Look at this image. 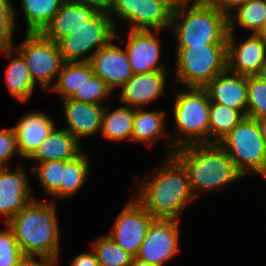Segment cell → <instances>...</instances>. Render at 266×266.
Listing matches in <instances>:
<instances>
[{
	"mask_svg": "<svg viewBox=\"0 0 266 266\" xmlns=\"http://www.w3.org/2000/svg\"><path fill=\"white\" fill-rule=\"evenodd\" d=\"M163 161L161 169L156 168L147 178H141L135 199L154 219L180 220L181 211L195 199L189 176L174 155L166 156Z\"/></svg>",
	"mask_w": 266,
	"mask_h": 266,
	"instance_id": "6da1fadb",
	"label": "cell"
},
{
	"mask_svg": "<svg viewBox=\"0 0 266 266\" xmlns=\"http://www.w3.org/2000/svg\"><path fill=\"white\" fill-rule=\"evenodd\" d=\"M173 155L185 167L195 199L244 177L218 143L186 145L176 148Z\"/></svg>",
	"mask_w": 266,
	"mask_h": 266,
	"instance_id": "7a4b0ae2",
	"label": "cell"
},
{
	"mask_svg": "<svg viewBox=\"0 0 266 266\" xmlns=\"http://www.w3.org/2000/svg\"><path fill=\"white\" fill-rule=\"evenodd\" d=\"M53 202L30 201L7 225L25 257H59L60 229Z\"/></svg>",
	"mask_w": 266,
	"mask_h": 266,
	"instance_id": "3957f363",
	"label": "cell"
},
{
	"mask_svg": "<svg viewBox=\"0 0 266 266\" xmlns=\"http://www.w3.org/2000/svg\"><path fill=\"white\" fill-rule=\"evenodd\" d=\"M170 28L177 46L227 45L228 16L206 2L173 10Z\"/></svg>",
	"mask_w": 266,
	"mask_h": 266,
	"instance_id": "277c9868",
	"label": "cell"
},
{
	"mask_svg": "<svg viewBox=\"0 0 266 266\" xmlns=\"http://www.w3.org/2000/svg\"><path fill=\"white\" fill-rule=\"evenodd\" d=\"M175 134L170 137L173 147L210 143V100L204 88L188 87L177 94L173 104Z\"/></svg>",
	"mask_w": 266,
	"mask_h": 266,
	"instance_id": "5b68a950",
	"label": "cell"
},
{
	"mask_svg": "<svg viewBox=\"0 0 266 266\" xmlns=\"http://www.w3.org/2000/svg\"><path fill=\"white\" fill-rule=\"evenodd\" d=\"M175 83L203 88L227 69V45L177 46Z\"/></svg>",
	"mask_w": 266,
	"mask_h": 266,
	"instance_id": "8992f818",
	"label": "cell"
},
{
	"mask_svg": "<svg viewBox=\"0 0 266 266\" xmlns=\"http://www.w3.org/2000/svg\"><path fill=\"white\" fill-rule=\"evenodd\" d=\"M218 144L243 175L257 174L265 161L266 142L256 119L245 116Z\"/></svg>",
	"mask_w": 266,
	"mask_h": 266,
	"instance_id": "52a82bcc",
	"label": "cell"
},
{
	"mask_svg": "<svg viewBox=\"0 0 266 266\" xmlns=\"http://www.w3.org/2000/svg\"><path fill=\"white\" fill-rule=\"evenodd\" d=\"M117 38V30L108 13L98 12L85 26L69 31L57 43L65 62L90 61L92 56L112 39ZM92 54H87L89 51Z\"/></svg>",
	"mask_w": 266,
	"mask_h": 266,
	"instance_id": "ba28073f",
	"label": "cell"
},
{
	"mask_svg": "<svg viewBox=\"0 0 266 266\" xmlns=\"http://www.w3.org/2000/svg\"><path fill=\"white\" fill-rule=\"evenodd\" d=\"M22 41L13 48L24 58L34 84L39 83L47 89L52 81L56 82L65 63L58 43L46 39L41 33H26Z\"/></svg>",
	"mask_w": 266,
	"mask_h": 266,
	"instance_id": "9c48e42d",
	"label": "cell"
},
{
	"mask_svg": "<svg viewBox=\"0 0 266 266\" xmlns=\"http://www.w3.org/2000/svg\"><path fill=\"white\" fill-rule=\"evenodd\" d=\"M172 9L163 0H110L107 13L111 16L117 29L118 23L114 17L121 21L130 22L132 30L170 29Z\"/></svg>",
	"mask_w": 266,
	"mask_h": 266,
	"instance_id": "30bf717a",
	"label": "cell"
},
{
	"mask_svg": "<svg viewBox=\"0 0 266 266\" xmlns=\"http://www.w3.org/2000/svg\"><path fill=\"white\" fill-rule=\"evenodd\" d=\"M153 220L154 218L135 197H131L129 203L115 219L111 232L107 235L126 252L136 257Z\"/></svg>",
	"mask_w": 266,
	"mask_h": 266,
	"instance_id": "8fae6325",
	"label": "cell"
},
{
	"mask_svg": "<svg viewBox=\"0 0 266 266\" xmlns=\"http://www.w3.org/2000/svg\"><path fill=\"white\" fill-rule=\"evenodd\" d=\"M179 221L154 219L136 255L155 266H163L179 251Z\"/></svg>",
	"mask_w": 266,
	"mask_h": 266,
	"instance_id": "7c38bea8",
	"label": "cell"
},
{
	"mask_svg": "<svg viewBox=\"0 0 266 266\" xmlns=\"http://www.w3.org/2000/svg\"><path fill=\"white\" fill-rule=\"evenodd\" d=\"M235 32L227 36V69L229 72L256 75L266 60V44L261 34H253L237 45Z\"/></svg>",
	"mask_w": 266,
	"mask_h": 266,
	"instance_id": "4fadbf2b",
	"label": "cell"
},
{
	"mask_svg": "<svg viewBox=\"0 0 266 266\" xmlns=\"http://www.w3.org/2000/svg\"><path fill=\"white\" fill-rule=\"evenodd\" d=\"M154 30H132L128 32L125 51L134 74L152 71H168L165 64H159L161 45Z\"/></svg>",
	"mask_w": 266,
	"mask_h": 266,
	"instance_id": "5bb4252c",
	"label": "cell"
},
{
	"mask_svg": "<svg viewBox=\"0 0 266 266\" xmlns=\"http://www.w3.org/2000/svg\"><path fill=\"white\" fill-rule=\"evenodd\" d=\"M9 170L8 167H0V214L5 224L35 199L31 198L29 179L22 165L13 172Z\"/></svg>",
	"mask_w": 266,
	"mask_h": 266,
	"instance_id": "9a60e30c",
	"label": "cell"
},
{
	"mask_svg": "<svg viewBox=\"0 0 266 266\" xmlns=\"http://www.w3.org/2000/svg\"><path fill=\"white\" fill-rule=\"evenodd\" d=\"M112 39L90 59L94 75L100 77L112 90L122 87L133 75L125 49L114 45Z\"/></svg>",
	"mask_w": 266,
	"mask_h": 266,
	"instance_id": "2e32d148",
	"label": "cell"
},
{
	"mask_svg": "<svg viewBox=\"0 0 266 266\" xmlns=\"http://www.w3.org/2000/svg\"><path fill=\"white\" fill-rule=\"evenodd\" d=\"M63 112L68 130L78 141L99 134L104 105L64 99ZM81 138V139H80Z\"/></svg>",
	"mask_w": 266,
	"mask_h": 266,
	"instance_id": "e0dca14e",
	"label": "cell"
},
{
	"mask_svg": "<svg viewBox=\"0 0 266 266\" xmlns=\"http://www.w3.org/2000/svg\"><path fill=\"white\" fill-rule=\"evenodd\" d=\"M203 88L206 90L210 102L240 110L246 116L248 101L247 76L235 74L226 69Z\"/></svg>",
	"mask_w": 266,
	"mask_h": 266,
	"instance_id": "ac0fdd59",
	"label": "cell"
},
{
	"mask_svg": "<svg viewBox=\"0 0 266 266\" xmlns=\"http://www.w3.org/2000/svg\"><path fill=\"white\" fill-rule=\"evenodd\" d=\"M167 71H152L134 74L121 88L119 100L125 106L142 108L159 96L164 95Z\"/></svg>",
	"mask_w": 266,
	"mask_h": 266,
	"instance_id": "d6986e66",
	"label": "cell"
},
{
	"mask_svg": "<svg viewBox=\"0 0 266 266\" xmlns=\"http://www.w3.org/2000/svg\"><path fill=\"white\" fill-rule=\"evenodd\" d=\"M98 13L92 7L71 0H64L57 14L41 34L52 42H58L69 31L85 26Z\"/></svg>",
	"mask_w": 266,
	"mask_h": 266,
	"instance_id": "ffe728a7",
	"label": "cell"
},
{
	"mask_svg": "<svg viewBox=\"0 0 266 266\" xmlns=\"http://www.w3.org/2000/svg\"><path fill=\"white\" fill-rule=\"evenodd\" d=\"M55 126L45 113L34 111L24 115L14 127L20 156L28 159Z\"/></svg>",
	"mask_w": 266,
	"mask_h": 266,
	"instance_id": "44dd1931",
	"label": "cell"
},
{
	"mask_svg": "<svg viewBox=\"0 0 266 266\" xmlns=\"http://www.w3.org/2000/svg\"><path fill=\"white\" fill-rule=\"evenodd\" d=\"M55 126L48 137L28 158L38 163L45 161H67L76 157L81 151L80 142L66 129Z\"/></svg>",
	"mask_w": 266,
	"mask_h": 266,
	"instance_id": "7402d4cb",
	"label": "cell"
},
{
	"mask_svg": "<svg viewBox=\"0 0 266 266\" xmlns=\"http://www.w3.org/2000/svg\"><path fill=\"white\" fill-rule=\"evenodd\" d=\"M165 112L164 111H144L143 108L134 109L132 141H139L148 146H152L156 140L164 138L167 156L173 155L175 148L171 139L165 138Z\"/></svg>",
	"mask_w": 266,
	"mask_h": 266,
	"instance_id": "603a6c76",
	"label": "cell"
},
{
	"mask_svg": "<svg viewBox=\"0 0 266 266\" xmlns=\"http://www.w3.org/2000/svg\"><path fill=\"white\" fill-rule=\"evenodd\" d=\"M1 52L4 53L5 57L12 58L5 75L8 90L18 101L26 103L36 87L29 68L24 58L13 47L1 50Z\"/></svg>",
	"mask_w": 266,
	"mask_h": 266,
	"instance_id": "cb8c5ba5",
	"label": "cell"
},
{
	"mask_svg": "<svg viewBox=\"0 0 266 266\" xmlns=\"http://www.w3.org/2000/svg\"><path fill=\"white\" fill-rule=\"evenodd\" d=\"M93 75V67L89 61L65 62L56 82L49 89L60 94L64 100L70 98Z\"/></svg>",
	"mask_w": 266,
	"mask_h": 266,
	"instance_id": "d4e9b609",
	"label": "cell"
},
{
	"mask_svg": "<svg viewBox=\"0 0 266 266\" xmlns=\"http://www.w3.org/2000/svg\"><path fill=\"white\" fill-rule=\"evenodd\" d=\"M133 120L134 108L121 106L110 112V107L106 104L100 134L113 141L132 140Z\"/></svg>",
	"mask_w": 266,
	"mask_h": 266,
	"instance_id": "484cf974",
	"label": "cell"
},
{
	"mask_svg": "<svg viewBox=\"0 0 266 266\" xmlns=\"http://www.w3.org/2000/svg\"><path fill=\"white\" fill-rule=\"evenodd\" d=\"M237 14L228 16V31L235 32V25L261 34L266 27V0H249L235 9Z\"/></svg>",
	"mask_w": 266,
	"mask_h": 266,
	"instance_id": "4316f807",
	"label": "cell"
},
{
	"mask_svg": "<svg viewBox=\"0 0 266 266\" xmlns=\"http://www.w3.org/2000/svg\"><path fill=\"white\" fill-rule=\"evenodd\" d=\"M64 0H22L27 23L25 33H41L57 14Z\"/></svg>",
	"mask_w": 266,
	"mask_h": 266,
	"instance_id": "83f0119b",
	"label": "cell"
},
{
	"mask_svg": "<svg viewBox=\"0 0 266 266\" xmlns=\"http://www.w3.org/2000/svg\"><path fill=\"white\" fill-rule=\"evenodd\" d=\"M89 158L82 151L74 158L64 161L60 198L74 195L86 183L89 175Z\"/></svg>",
	"mask_w": 266,
	"mask_h": 266,
	"instance_id": "f1b7e54d",
	"label": "cell"
},
{
	"mask_svg": "<svg viewBox=\"0 0 266 266\" xmlns=\"http://www.w3.org/2000/svg\"><path fill=\"white\" fill-rule=\"evenodd\" d=\"M244 117L245 115L240 110L230 108L220 103L210 102V143H218Z\"/></svg>",
	"mask_w": 266,
	"mask_h": 266,
	"instance_id": "f546056e",
	"label": "cell"
},
{
	"mask_svg": "<svg viewBox=\"0 0 266 266\" xmlns=\"http://www.w3.org/2000/svg\"><path fill=\"white\" fill-rule=\"evenodd\" d=\"M100 266H129L133 256L107 234L92 243Z\"/></svg>",
	"mask_w": 266,
	"mask_h": 266,
	"instance_id": "4dcf8cb0",
	"label": "cell"
},
{
	"mask_svg": "<svg viewBox=\"0 0 266 266\" xmlns=\"http://www.w3.org/2000/svg\"><path fill=\"white\" fill-rule=\"evenodd\" d=\"M31 171L36 174L41 186L46 194L54 198H60V182H62V168L64 161H45L37 163L31 167Z\"/></svg>",
	"mask_w": 266,
	"mask_h": 266,
	"instance_id": "1f68e13d",
	"label": "cell"
},
{
	"mask_svg": "<svg viewBox=\"0 0 266 266\" xmlns=\"http://www.w3.org/2000/svg\"><path fill=\"white\" fill-rule=\"evenodd\" d=\"M246 116L260 119L266 116V81L257 75L247 76Z\"/></svg>",
	"mask_w": 266,
	"mask_h": 266,
	"instance_id": "d6a6232c",
	"label": "cell"
},
{
	"mask_svg": "<svg viewBox=\"0 0 266 266\" xmlns=\"http://www.w3.org/2000/svg\"><path fill=\"white\" fill-rule=\"evenodd\" d=\"M112 89L97 75L85 81L69 98L76 101L103 105L104 99L110 96Z\"/></svg>",
	"mask_w": 266,
	"mask_h": 266,
	"instance_id": "836d02e7",
	"label": "cell"
},
{
	"mask_svg": "<svg viewBox=\"0 0 266 266\" xmlns=\"http://www.w3.org/2000/svg\"><path fill=\"white\" fill-rule=\"evenodd\" d=\"M5 226L7 229L0 231V266H21L25 256L11 228L7 224Z\"/></svg>",
	"mask_w": 266,
	"mask_h": 266,
	"instance_id": "e575fe53",
	"label": "cell"
},
{
	"mask_svg": "<svg viewBox=\"0 0 266 266\" xmlns=\"http://www.w3.org/2000/svg\"><path fill=\"white\" fill-rule=\"evenodd\" d=\"M10 0H0V51L13 47L16 10Z\"/></svg>",
	"mask_w": 266,
	"mask_h": 266,
	"instance_id": "d590c367",
	"label": "cell"
},
{
	"mask_svg": "<svg viewBox=\"0 0 266 266\" xmlns=\"http://www.w3.org/2000/svg\"><path fill=\"white\" fill-rule=\"evenodd\" d=\"M14 154H19L14 127L0 130V167H8Z\"/></svg>",
	"mask_w": 266,
	"mask_h": 266,
	"instance_id": "8d00e7d4",
	"label": "cell"
},
{
	"mask_svg": "<svg viewBox=\"0 0 266 266\" xmlns=\"http://www.w3.org/2000/svg\"><path fill=\"white\" fill-rule=\"evenodd\" d=\"M248 1L249 0H208L206 3L229 16L230 14H233L231 11L233 8L235 10L237 7L247 3Z\"/></svg>",
	"mask_w": 266,
	"mask_h": 266,
	"instance_id": "74e56055",
	"label": "cell"
},
{
	"mask_svg": "<svg viewBox=\"0 0 266 266\" xmlns=\"http://www.w3.org/2000/svg\"><path fill=\"white\" fill-rule=\"evenodd\" d=\"M70 264L71 266H100L93 250L79 254L70 262Z\"/></svg>",
	"mask_w": 266,
	"mask_h": 266,
	"instance_id": "f35d334b",
	"label": "cell"
},
{
	"mask_svg": "<svg viewBox=\"0 0 266 266\" xmlns=\"http://www.w3.org/2000/svg\"><path fill=\"white\" fill-rule=\"evenodd\" d=\"M39 261H36L34 257H25L21 266H56L58 258L53 257H38Z\"/></svg>",
	"mask_w": 266,
	"mask_h": 266,
	"instance_id": "ab89813d",
	"label": "cell"
},
{
	"mask_svg": "<svg viewBox=\"0 0 266 266\" xmlns=\"http://www.w3.org/2000/svg\"><path fill=\"white\" fill-rule=\"evenodd\" d=\"M85 6H89L97 10L98 12L107 13L110 0H71Z\"/></svg>",
	"mask_w": 266,
	"mask_h": 266,
	"instance_id": "60d3db41",
	"label": "cell"
},
{
	"mask_svg": "<svg viewBox=\"0 0 266 266\" xmlns=\"http://www.w3.org/2000/svg\"><path fill=\"white\" fill-rule=\"evenodd\" d=\"M172 10L198 3L196 0H163Z\"/></svg>",
	"mask_w": 266,
	"mask_h": 266,
	"instance_id": "b9f144b4",
	"label": "cell"
},
{
	"mask_svg": "<svg viewBox=\"0 0 266 266\" xmlns=\"http://www.w3.org/2000/svg\"><path fill=\"white\" fill-rule=\"evenodd\" d=\"M257 123L260 129V133L266 142V116L260 119H257Z\"/></svg>",
	"mask_w": 266,
	"mask_h": 266,
	"instance_id": "7bdbcfd3",
	"label": "cell"
},
{
	"mask_svg": "<svg viewBox=\"0 0 266 266\" xmlns=\"http://www.w3.org/2000/svg\"><path fill=\"white\" fill-rule=\"evenodd\" d=\"M129 266H155V265L149 264L148 262L143 261L137 257H133Z\"/></svg>",
	"mask_w": 266,
	"mask_h": 266,
	"instance_id": "ee69618b",
	"label": "cell"
},
{
	"mask_svg": "<svg viewBox=\"0 0 266 266\" xmlns=\"http://www.w3.org/2000/svg\"><path fill=\"white\" fill-rule=\"evenodd\" d=\"M258 77H260L262 80L266 81V60L265 62L261 65L260 70L256 74Z\"/></svg>",
	"mask_w": 266,
	"mask_h": 266,
	"instance_id": "f6af8a7d",
	"label": "cell"
},
{
	"mask_svg": "<svg viewBox=\"0 0 266 266\" xmlns=\"http://www.w3.org/2000/svg\"><path fill=\"white\" fill-rule=\"evenodd\" d=\"M257 174L261 175L264 179H266V154H265L264 164H263L261 170Z\"/></svg>",
	"mask_w": 266,
	"mask_h": 266,
	"instance_id": "bcb514c9",
	"label": "cell"
},
{
	"mask_svg": "<svg viewBox=\"0 0 266 266\" xmlns=\"http://www.w3.org/2000/svg\"><path fill=\"white\" fill-rule=\"evenodd\" d=\"M261 35H262V37H263V39H264V42H265V44H266V27H265V29L263 30V32L261 33Z\"/></svg>",
	"mask_w": 266,
	"mask_h": 266,
	"instance_id": "7dc6e473",
	"label": "cell"
},
{
	"mask_svg": "<svg viewBox=\"0 0 266 266\" xmlns=\"http://www.w3.org/2000/svg\"><path fill=\"white\" fill-rule=\"evenodd\" d=\"M197 2H207L208 0H196Z\"/></svg>",
	"mask_w": 266,
	"mask_h": 266,
	"instance_id": "c3c4849f",
	"label": "cell"
}]
</instances>
